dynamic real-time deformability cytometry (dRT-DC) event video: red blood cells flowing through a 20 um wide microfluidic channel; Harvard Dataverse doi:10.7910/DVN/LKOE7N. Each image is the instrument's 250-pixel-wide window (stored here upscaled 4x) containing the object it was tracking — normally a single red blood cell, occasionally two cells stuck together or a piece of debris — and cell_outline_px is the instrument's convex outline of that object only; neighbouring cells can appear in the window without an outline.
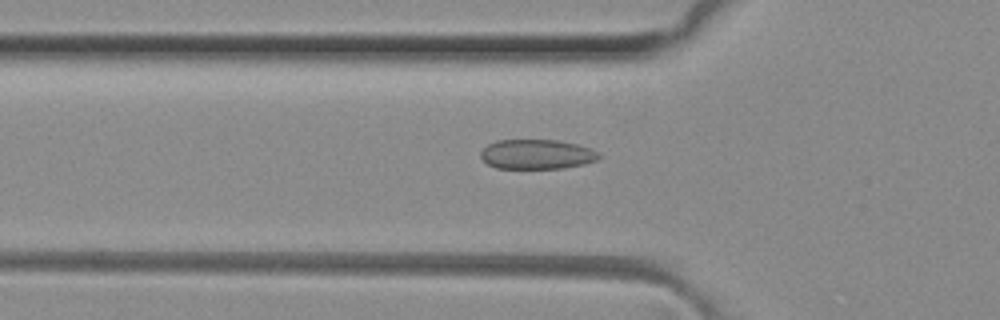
{"species": "common noctule bat (a hibernating species)", "species_latin": "Nyctalus noctula", "temperature_condition": "room temperature", "stored_images_in_passage": 49, "camera_frame_rate_fps": 3000, "um_per_image_px": 0.085, "animal": {"sex": "female", "body_mass_g": 29.2, "forearm_length_mm": 56.3}, "frame": {"image": 1, "passage_image": 16, "time_ms": 5.0, "image_size_px": [1000, 320], "cell_outline_px": [[600, 160], [584, 164], [564, 168], [496, 168], [488, 164], [480, 156], [480, 152], [488, 144], [496, 140], [556, 140], [576, 144], [588, 148], [596, 152], [600, 156]], "centroid_in_image_um": [45.62, 13.12], "position_along_channel_um": 80.2, "area_um2": 20.35}}
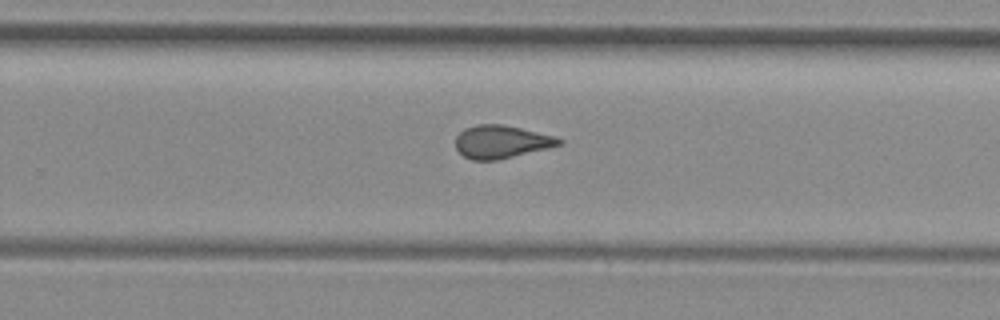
{"frame": {"image": 2, "passage_image": 31, "time_ms": 10.0, "image_size_px": [1000, 320], "cell_outline_px": [[564, 144], [548, 148], [496, 160], [472, 160], [464, 156], [456, 148], [456, 136], [464, 128], [476, 124], [500, 124], [520, 128], [556, 136], [564, 140]], "centroid_in_image_um": [42.63, 12.04], "position_along_channel_um": 287.2, "area_um2": 19.83}}
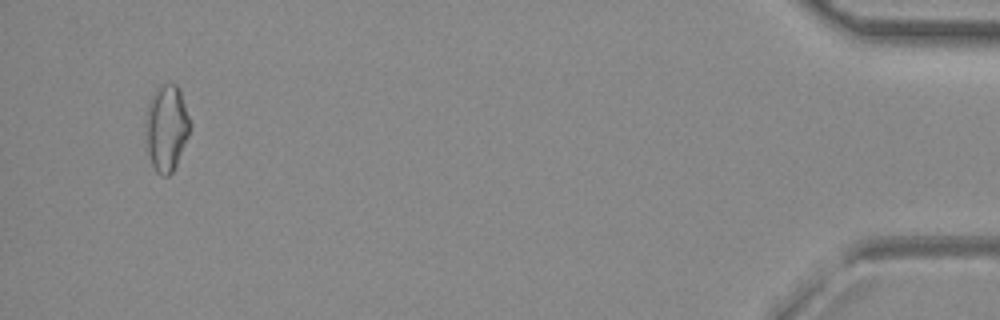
{"frame": {"image": 3, "passage_image": 47, "time_ms": 15.333, "image_size_px": [1000, 320], "cell_outline_px": [[192, 128], [176, 164], [172, 172], [168, 176], [164, 176], [156, 172], [152, 164], [148, 152], [144, 124], [148, 104], [152, 92], [160, 84], [176, 84], [180, 92], [192, 124]], "centroid_in_image_um": [14.14, 10.85], "position_along_channel_um": 421.1, "area_um2": 22.48}, "authors_computed_cell_mechanics": {"area_um2": 20.3456, "velocity_mm_per_s": 4.1321, "shape_relaxation_time_tau1_ms": null, "shape_relaxation_time_tau2_ms": 1.0241, "deformation_change_tau1": null, "deformation_change_tau2": 0.0649}}